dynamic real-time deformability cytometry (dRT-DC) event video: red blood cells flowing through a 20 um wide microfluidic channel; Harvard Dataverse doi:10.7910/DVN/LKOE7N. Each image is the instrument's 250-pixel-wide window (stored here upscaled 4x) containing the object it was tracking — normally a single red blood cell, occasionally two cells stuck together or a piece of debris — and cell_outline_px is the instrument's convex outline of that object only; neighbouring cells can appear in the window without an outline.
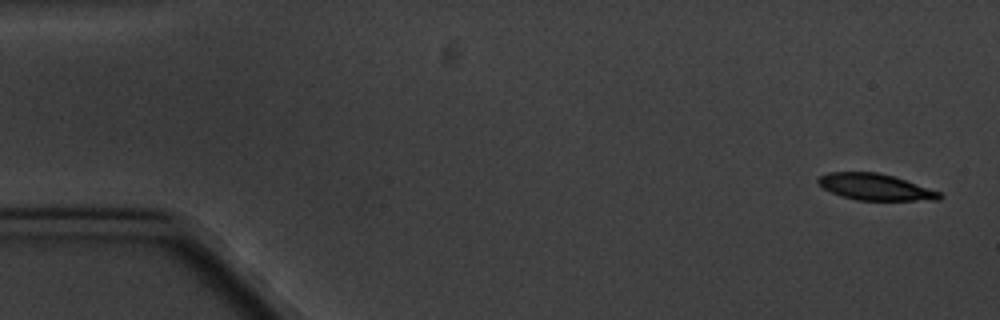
{"species": "common noctule bat (a hibernating species)", "species_latin": "Nyctalus noctula", "temperature_condition": "cold", "stored_images_in_passage": 11, "camera_frame_rate_fps": 3000, "um_per_image_px": 0.085, "animal": {"sex": "male", "body_mass_g": 20.1, "forearm_length_mm": 53.5}, "frame": {"image": 1, "passage_image": 1, "time_ms": 0.0, "image_size_px": [1000, 320], "cell_outline_px": [[944, 196], [940, 200], [856, 200], [840, 196], [824, 188], [816, 180], [816, 176], [828, 172], [876, 172], [892, 176], [940, 192]], "centroid_in_image_um": [74.36, 15.9], "position_along_channel_um": 10.6, "area_um2": 18.55}}
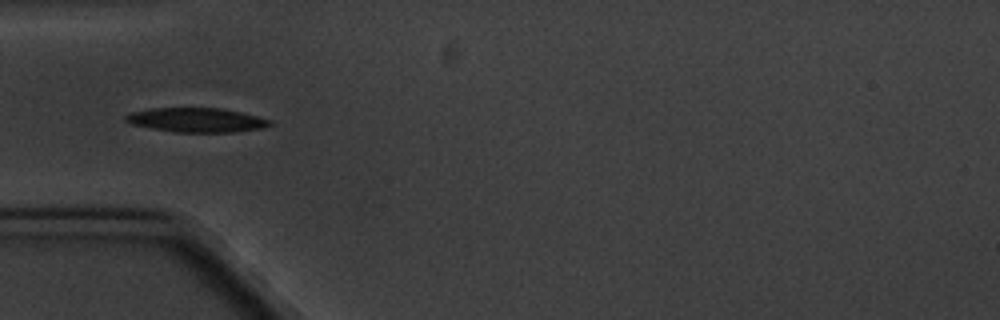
{"frame": {"image": 2, "passage_image": 5, "time_ms": 5.333, "image_size_px": [1000, 320], "cell_outline_px": [[272, 124], [264, 128], [232, 132], [172, 132], [132, 124], [124, 120], [124, 116], [132, 112], [152, 108], [220, 108], [240, 112], [272, 120]], "centroid_in_image_um": [16.71, 10.2], "position_along_channel_um": 68.3, "area_um2": 20.35}}
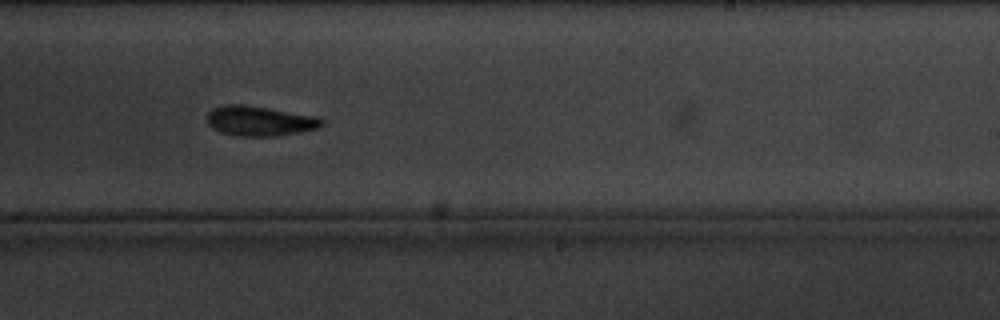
{"frame": {"image": 3, "passage_image": 10, "time_ms": 11.333, "image_size_px": [1000, 320], "cell_outline_px": [[324, 124], [320, 128], [276, 136], [236, 136], [220, 132], [212, 128], [208, 124], [208, 112], [212, 108], [224, 104], [244, 104], [316, 116], [324, 120]], "centroid_in_image_um": [22.06, 10.28], "position_along_channel_um": 266.9, "area_um2": 20.11}}